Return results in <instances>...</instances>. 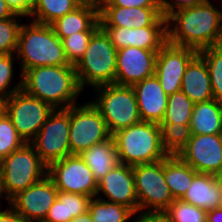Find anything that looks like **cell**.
I'll return each instance as SVG.
<instances>
[{
  "mask_svg": "<svg viewBox=\"0 0 222 222\" xmlns=\"http://www.w3.org/2000/svg\"><path fill=\"white\" fill-rule=\"evenodd\" d=\"M166 19L170 44L198 52L222 44V12L210 0L174 11Z\"/></svg>",
  "mask_w": 222,
  "mask_h": 222,
  "instance_id": "6da1fadb",
  "label": "cell"
},
{
  "mask_svg": "<svg viewBox=\"0 0 222 222\" xmlns=\"http://www.w3.org/2000/svg\"><path fill=\"white\" fill-rule=\"evenodd\" d=\"M22 89L53 109L76 105L78 96L84 91L79 85L74 65L28 69L22 74Z\"/></svg>",
  "mask_w": 222,
  "mask_h": 222,
  "instance_id": "7a4b0ae2",
  "label": "cell"
},
{
  "mask_svg": "<svg viewBox=\"0 0 222 222\" xmlns=\"http://www.w3.org/2000/svg\"><path fill=\"white\" fill-rule=\"evenodd\" d=\"M22 23L16 50L20 60V74L40 66L71 65L65 55L62 40L51 25L34 22Z\"/></svg>",
  "mask_w": 222,
  "mask_h": 222,
  "instance_id": "3957f363",
  "label": "cell"
},
{
  "mask_svg": "<svg viewBox=\"0 0 222 222\" xmlns=\"http://www.w3.org/2000/svg\"><path fill=\"white\" fill-rule=\"evenodd\" d=\"M112 137L121 164H150L168 156L161 142L160 124L140 121L117 131Z\"/></svg>",
  "mask_w": 222,
  "mask_h": 222,
  "instance_id": "277c9868",
  "label": "cell"
},
{
  "mask_svg": "<svg viewBox=\"0 0 222 222\" xmlns=\"http://www.w3.org/2000/svg\"><path fill=\"white\" fill-rule=\"evenodd\" d=\"M117 48L99 27L89 40L83 57L75 65L81 89L115 83Z\"/></svg>",
  "mask_w": 222,
  "mask_h": 222,
  "instance_id": "5b68a950",
  "label": "cell"
},
{
  "mask_svg": "<svg viewBox=\"0 0 222 222\" xmlns=\"http://www.w3.org/2000/svg\"><path fill=\"white\" fill-rule=\"evenodd\" d=\"M94 90L96 100L93 98L91 102L99 110L111 135L141 121L132 86L111 83Z\"/></svg>",
  "mask_w": 222,
  "mask_h": 222,
  "instance_id": "8992f818",
  "label": "cell"
},
{
  "mask_svg": "<svg viewBox=\"0 0 222 222\" xmlns=\"http://www.w3.org/2000/svg\"><path fill=\"white\" fill-rule=\"evenodd\" d=\"M48 167L41 161L35 148L25 143L0 162V173L9 200L19 192L39 182L47 175Z\"/></svg>",
  "mask_w": 222,
  "mask_h": 222,
  "instance_id": "52a82bcc",
  "label": "cell"
},
{
  "mask_svg": "<svg viewBox=\"0 0 222 222\" xmlns=\"http://www.w3.org/2000/svg\"><path fill=\"white\" fill-rule=\"evenodd\" d=\"M70 107L54 109L30 142L41 161L49 167L71 155L69 145Z\"/></svg>",
  "mask_w": 222,
  "mask_h": 222,
  "instance_id": "ba28073f",
  "label": "cell"
},
{
  "mask_svg": "<svg viewBox=\"0 0 222 222\" xmlns=\"http://www.w3.org/2000/svg\"><path fill=\"white\" fill-rule=\"evenodd\" d=\"M111 136L105 120L91 101L70 106L69 145L72 155H79Z\"/></svg>",
  "mask_w": 222,
  "mask_h": 222,
  "instance_id": "9c48e42d",
  "label": "cell"
},
{
  "mask_svg": "<svg viewBox=\"0 0 222 222\" xmlns=\"http://www.w3.org/2000/svg\"><path fill=\"white\" fill-rule=\"evenodd\" d=\"M138 210L166 211L175 200L164 176V159L132 166Z\"/></svg>",
  "mask_w": 222,
  "mask_h": 222,
  "instance_id": "30bf717a",
  "label": "cell"
},
{
  "mask_svg": "<svg viewBox=\"0 0 222 222\" xmlns=\"http://www.w3.org/2000/svg\"><path fill=\"white\" fill-rule=\"evenodd\" d=\"M53 110L49 104L29 95L23 89L13 93L5 101V113L25 143H30L36 137Z\"/></svg>",
  "mask_w": 222,
  "mask_h": 222,
  "instance_id": "8fae6325",
  "label": "cell"
},
{
  "mask_svg": "<svg viewBox=\"0 0 222 222\" xmlns=\"http://www.w3.org/2000/svg\"><path fill=\"white\" fill-rule=\"evenodd\" d=\"M60 192L82 194L95 197L98 182L91 169L80 155H69L60 161L53 162L47 171Z\"/></svg>",
  "mask_w": 222,
  "mask_h": 222,
  "instance_id": "7c38bea8",
  "label": "cell"
},
{
  "mask_svg": "<svg viewBox=\"0 0 222 222\" xmlns=\"http://www.w3.org/2000/svg\"><path fill=\"white\" fill-rule=\"evenodd\" d=\"M177 156L197 173L218 176L222 169V134L191 135Z\"/></svg>",
  "mask_w": 222,
  "mask_h": 222,
  "instance_id": "4fadbf2b",
  "label": "cell"
},
{
  "mask_svg": "<svg viewBox=\"0 0 222 222\" xmlns=\"http://www.w3.org/2000/svg\"><path fill=\"white\" fill-rule=\"evenodd\" d=\"M199 52L188 47L166 43L157 53L155 75L169 96L181 91L182 78L190 61Z\"/></svg>",
  "mask_w": 222,
  "mask_h": 222,
  "instance_id": "5bb4252c",
  "label": "cell"
},
{
  "mask_svg": "<svg viewBox=\"0 0 222 222\" xmlns=\"http://www.w3.org/2000/svg\"><path fill=\"white\" fill-rule=\"evenodd\" d=\"M58 189L46 175L39 182L19 192L10 200V206L27 222H43L49 208L57 199Z\"/></svg>",
  "mask_w": 222,
  "mask_h": 222,
  "instance_id": "9a60e30c",
  "label": "cell"
},
{
  "mask_svg": "<svg viewBox=\"0 0 222 222\" xmlns=\"http://www.w3.org/2000/svg\"><path fill=\"white\" fill-rule=\"evenodd\" d=\"M117 50L137 47L159 51L167 43V19L161 16L153 25L142 28L101 27Z\"/></svg>",
  "mask_w": 222,
  "mask_h": 222,
  "instance_id": "2e32d148",
  "label": "cell"
},
{
  "mask_svg": "<svg viewBox=\"0 0 222 222\" xmlns=\"http://www.w3.org/2000/svg\"><path fill=\"white\" fill-rule=\"evenodd\" d=\"M158 52L130 46L117 50L115 84L134 86L155 74Z\"/></svg>",
  "mask_w": 222,
  "mask_h": 222,
  "instance_id": "e0dca14e",
  "label": "cell"
},
{
  "mask_svg": "<svg viewBox=\"0 0 222 222\" xmlns=\"http://www.w3.org/2000/svg\"><path fill=\"white\" fill-rule=\"evenodd\" d=\"M105 195V197L99 194ZM105 201L124 205L133 212L138 210V200L134 182L133 168L119 163L99 182L96 196Z\"/></svg>",
  "mask_w": 222,
  "mask_h": 222,
  "instance_id": "ac0fdd59",
  "label": "cell"
},
{
  "mask_svg": "<svg viewBox=\"0 0 222 222\" xmlns=\"http://www.w3.org/2000/svg\"><path fill=\"white\" fill-rule=\"evenodd\" d=\"M161 16V7L99 6L100 27L142 28Z\"/></svg>",
  "mask_w": 222,
  "mask_h": 222,
  "instance_id": "d6986e66",
  "label": "cell"
},
{
  "mask_svg": "<svg viewBox=\"0 0 222 222\" xmlns=\"http://www.w3.org/2000/svg\"><path fill=\"white\" fill-rule=\"evenodd\" d=\"M141 121L160 124L165 116L168 95L155 74L132 86Z\"/></svg>",
  "mask_w": 222,
  "mask_h": 222,
  "instance_id": "ffe728a7",
  "label": "cell"
},
{
  "mask_svg": "<svg viewBox=\"0 0 222 222\" xmlns=\"http://www.w3.org/2000/svg\"><path fill=\"white\" fill-rule=\"evenodd\" d=\"M55 34L63 40L76 32L96 31L99 27V5L93 1H83L73 11L51 24Z\"/></svg>",
  "mask_w": 222,
  "mask_h": 222,
  "instance_id": "44dd1931",
  "label": "cell"
},
{
  "mask_svg": "<svg viewBox=\"0 0 222 222\" xmlns=\"http://www.w3.org/2000/svg\"><path fill=\"white\" fill-rule=\"evenodd\" d=\"M181 91L195 104L214 99L209 70L205 60L199 54L187 65L182 78Z\"/></svg>",
  "mask_w": 222,
  "mask_h": 222,
  "instance_id": "7402d4cb",
  "label": "cell"
},
{
  "mask_svg": "<svg viewBox=\"0 0 222 222\" xmlns=\"http://www.w3.org/2000/svg\"><path fill=\"white\" fill-rule=\"evenodd\" d=\"M222 197V180L211 174L197 173L182 201L210 211L219 207Z\"/></svg>",
  "mask_w": 222,
  "mask_h": 222,
  "instance_id": "603a6c76",
  "label": "cell"
},
{
  "mask_svg": "<svg viewBox=\"0 0 222 222\" xmlns=\"http://www.w3.org/2000/svg\"><path fill=\"white\" fill-rule=\"evenodd\" d=\"M79 155L91 169L97 182L120 163L112 136L108 140L95 144Z\"/></svg>",
  "mask_w": 222,
  "mask_h": 222,
  "instance_id": "cb8c5ba5",
  "label": "cell"
},
{
  "mask_svg": "<svg viewBox=\"0 0 222 222\" xmlns=\"http://www.w3.org/2000/svg\"><path fill=\"white\" fill-rule=\"evenodd\" d=\"M191 135L222 134V103L216 99L194 104Z\"/></svg>",
  "mask_w": 222,
  "mask_h": 222,
  "instance_id": "d4e9b609",
  "label": "cell"
},
{
  "mask_svg": "<svg viewBox=\"0 0 222 222\" xmlns=\"http://www.w3.org/2000/svg\"><path fill=\"white\" fill-rule=\"evenodd\" d=\"M91 199L92 197L82 194L58 191L57 199L43 222H69L88 211Z\"/></svg>",
  "mask_w": 222,
  "mask_h": 222,
  "instance_id": "484cf974",
  "label": "cell"
},
{
  "mask_svg": "<svg viewBox=\"0 0 222 222\" xmlns=\"http://www.w3.org/2000/svg\"><path fill=\"white\" fill-rule=\"evenodd\" d=\"M197 172L177 155L164 159V176L174 199H181Z\"/></svg>",
  "mask_w": 222,
  "mask_h": 222,
  "instance_id": "4316f807",
  "label": "cell"
},
{
  "mask_svg": "<svg viewBox=\"0 0 222 222\" xmlns=\"http://www.w3.org/2000/svg\"><path fill=\"white\" fill-rule=\"evenodd\" d=\"M82 0H34L28 19L51 25L54 21L77 8Z\"/></svg>",
  "mask_w": 222,
  "mask_h": 222,
  "instance_id": "83f0119b",
  "label": "cell"
},
{
  "mask_svg": "<svg viewBox=\"0 0 222 222\" xmlns=\"http://www.w3.org/2000/svg\"><path fill=\"white\" fill-rule=\"evenodd\" d=\"M88 212L93 222H127L133 211L121 204L93 197Z\"/></svg>",
  "mask_w": 222,
  "mask_h": 222,
  "instance_id": "f1b7e54d",
  "label": "cell"
},
{
  "mask_svg": "<svg viewBox=\"0 0 222 222\" xmlns=\"http://www.w3.org/2000/svg\"><path fill=\"white\" fill-rule=\"evenodd\" d=\"M161 142L168 155H177L191 138L190 124L161 122Z\"/></svg>",
  "mask_w": 222,
  "mask_h": 222,
  "instance_id": "f546056e",
  "label": "cell"
},
{
  "mask_svg": "<svg viewBox=\"0 0 222 222\" xmlns=\"http://www.w3.org/2000/svg\"><path fill=\"white\" fill-rule=\"evenodd\" d=\"M198 54L208 67L213 97L222 103V44L205 48Z\"/></svg>",
  "mask_w": 222,
  "mask_h": 222,
  "instance_id": "4dcf8cb0",
  "label": "cell"
},
{
  "mask_svg": "<svg viewBox=\"0 0 222 222\" xmlns=\"http://www.w3.org/2000/svg\"><path fill=\"white\" fill-rule=\"evenodd\" d=\"M194 104L182 91L169 95L162 122L190 124Z\"/></svg>",
  "mask_w": 222,
  "mask_h": 222,
  "instance_id": "1f68e13d",
  "label": "cell"
},
{
  "mask_svg": "<svg viewBox=\"0 0 222 222\" xmlns=\"http://www.w3.org/2000/svg\"><path fill=\"white\" fill-rule=\"evenodd\" d=\"M24 144V140L18 135L11 119L4 112L0 116V162Z\"/></svg>",
  "mask_w": 222,
  "mask_h": 222,
  "instance_id": "d6a6232c",
  "label": "cell"
},
{
  "mask_svg": "<svg viewBox=\"0 0 222 222\" xmlns=\"http://www.w3.org/2000/svg\"><path fill=\"white\" fill-rule=\"evenodd\" d=\"M171 222H207V211L175 199L166 210Z\"/></svg>",
  "mask_w": 222,
  "mask_h": 222,
  "instance_id": "836d02e7",
  "label": "cell"
},
{
  "mask_svg": "<svg viewBox=\"0 0 222 222\" xmlns=\"http://www.w3.org/2000/svg\"><path fill=\"white\" fill-rule=\"evenodd\" d=\"M24 16H15L0 20V55L15 54L18 46V36L22 23L17 19Z\"/></svg>",
  "mask_w": 222,
  "mask_h": 222,
  "instance_id": "e575fe53",
  "label": "cell"
},
{
  "mask_svg": "<svg viewBox=\"0 0 222 222\" xmlns=\"http://www.w3.org/2000/svg\"><path fill=\"white\" fill-rule=\"evenodd\" d=\"M95 31L76 32L62 40L63 48L68 62L71 65H76L83 57L90 38Z\"/></svg>",
  "mask_w": 222,
  "mask_h": 222,
  "instance_id": "d590c367",
  "label": "cell"
},
{
  "mask_svg": "<svg viewBox=\"0 0 222 222\" xmlns=\"http://www.w3.org/2000/svg\"><path fill=\"white\" fill-rule=\"evenodd\" d=\"M15 54H2L0 55V96L5 99L9 98L13 93L22 89V76L19 82L11 88V82L14 78V61Z\"/></svg>",
  "mask_w": 222,
  "mask_h": 222,
  "instance_id": "8d00e7d4",
  "label": "cell"
},
{
  "mask_svg": "<svg viewBox=\"0 0 222 222\" xmlns=\"http://www.w3.org/2000/svg\"><path fill=\"white\" fill-rule=\"evenodd\" d=\"M207 0H159L161 7V15L167 18L174 11L179 9L193 7L195 5L204 4Z\"/></svg>",
  "mask_w": 222,
  "mask_h": 222,
  "instance_id": "74e56055",
  "label": "cell"
},
{
  "mask_svg": "<svg viewBox=\"0 0 222 222\" xmlns=\"http://www.w3.org/2000/svg\"><path fill=\"white\" fill-rule=\"evenodd\" d=\"M132 216V222H171L166 211L137 210Z\"/></svg>",
  "mask_w": 222,
  "mask_h": 222,
  "instance_id": "f35d334b",
  "label": "cell"
},
{
  "mask_svg": "<svg viewBox=\"0 0 222 222\" xmlns=\"http://www.w3.org/2000/svg\"><path fill=\"white\" fill-rule=\"evenodd\" d=\"M99 6L160 7L159 0H103Z\"/></svg>",
  "mask_w": 222,
  "mask_h": 222,
  "instance_id": "ab89813d",
  "label": "cell"
},
{
  "mask_svg": "<svg viewBox=\"0 0 222 222\" xmlns=\"http://www.w3.org/2000/svg\"><path fill=\"white\" fill-rule=\"evenodd\" d=\"M10 8L16 13L24 16H29L31 7L33 6L34 0H5Z\"/></svg>",
  "mask_w": 222,
  "mask_h": 222,
  "instance_id": "60d3db41",
  "label": "cell"
},
{
  "mask_svg": "<svg viewBox=\"0 0 222 222\" xmlns=\"http://www.w3.org/2000/svg\"><path fill=\"white\" fill-rule=\"evenodd\" d=\"M7 210L0 211V222H27L18 212L11 206Z\"/></svg>",
  "mask_w": 222,
  "mask_h": 222,
  "instance_id": "b9f144b4",
  "label": "cell"
},
{
  "mask_svg": "<svg viewBox=\"0 0 222 222\" xmlns=\"http://www.w3.org/2000/svg\"><path fill=\"white\" fill-rule=\"evenodd\" d=\"M16 13L10 8L5 0H0V20L15 16Z\"/></svg>",
  "mask_w": 222,
  "mask_h": 222,
  "instance_id": "7bdbcfd3",
  "label": "cell"
},
{
  "mask_svg": "<svg viewBox=\"0 0 222 222\" xmlns=\"http://www.w3.org/2000/svg\"><path fill=\"white\" fill-rule=\"evenodd\" d=\"M207 222H222V210L220 208H215L213 210L207 211Z\"/></svg>",
  "mask_w": 222,
  "mask_h": 222,
  "instance_id": "ee69618b",
  "label": "cell"
},
{
  "mask_svg": "<svg viewBox=\"0 0 222 222\" xmlns=\"http://www.w3.org/2000/svg\"><path fill=\"white\" fill-rule=\"evenodd\" d=\"M69 222H93L89 212L78 215L77 217L71 219Z\"/></svg>",
  "mask_w": 222,
  "mask_h": 222,
  "instance_id": "f6af8a7d",
  "label": "cell"
},
{
  "mask_svg": "<svg viewBox=\"0 0 222 222\" xmlns=\"http://www.w3.org/2000/svg\"><path fill=\"white\" fill-rule=\"evenodd\" d=\"M2 197H4L5 200L8 201V204L10 205V200L7 198V196L5 194V191H4V187H3V183H2V177H1V173H0V199L1 200H2Z\"/></svg>",
  "mask_w": 222,
  "mask_h": 222,
  "instance_id": "bcb514c9",
  "label": "cell"
},
{
  "mask_svg": "<svg viewBox=\"0 0 222 222\" xmlns=\"http://www.w3.org/2000/svg\"><path fill=\"white\" fill-rule=\"evenodd\" d=\"M5 101L6 99L0 96V116L5 112Z\"/></svg>",
  "mask_w": 222,
  "mask_h": 222,
  "instance_id": "7dc6e473",
  "label": "cell"
},
{
  "mask_svg": "<svg viewBox=\"0 0 222 222\" xmlns=\"http://www.w3.org/2000/svg\"><path fill=\"white\" fill-rule=\"evenodd\" d=\"M217 178L222 180V169H221L220 173L218 174Z\"/></svg>",
  "mask_w": 222,
  "mask_h": 222,
  "instance_id": "c3c4849f",
  "label": "cell"
},
{
  "mask_svg": "<svg viewBox=\"0 0 222 222\" xmlns=\"http://www.w3.org/2000/svg\"><path fill=\"white\" fill-rule=\"evenodd\" d=\"M89 1H93V2H95V3H100L101 1H103V0H89Z\"/></svg>",
  "mask_w": 222,
  "mask_h": 222,
  "instance_id": "681fc988",
  "label": "cell"
},
{
  "mask_svg": "<svg viewBox=\"0 0 222 222\" xmlns=\"http://www.w3.org/2000/svg\"><path fill=\"white\" fill-rule=\"evenodd\" d=\"M218 208H220L222 210V197H221L220 204H219Z\"/></svg>",
  "mask_w": 222,
  "mask_h": 222,
  "instance_id": "f907efd6",
  "label": "cell"
}]
</instances>
